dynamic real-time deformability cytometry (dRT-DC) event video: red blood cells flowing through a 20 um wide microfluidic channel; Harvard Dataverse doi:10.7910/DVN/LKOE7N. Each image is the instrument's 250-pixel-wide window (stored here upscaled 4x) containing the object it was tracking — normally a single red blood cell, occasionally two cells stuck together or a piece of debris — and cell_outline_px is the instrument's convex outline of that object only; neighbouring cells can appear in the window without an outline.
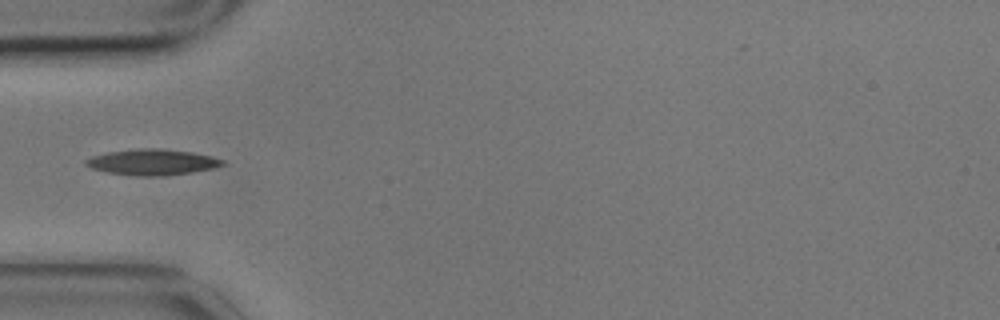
{"species": "common noctule bat (a hibernating species)", "species_latin": "Nyctalus noctula", "temperature_condition": "cold", "stored_images_in_passage": 6, "camera_frame_rate_fps": 3000, "um_per_image_px": 0.085, "animal": {"sex": "male", "body_mass_g": 17.9}, "frame": {"image": 1, "passage_image": 3, "time_ms": 0.667, "image_size_px": [1000, 320], "cell_outline_px": [[228, 164], [212, 168], [192, 172], [164, 176], [136, 176], [108, 172], [92, 168], [84, 164], [84, 160], [92, 156], [108, 152], [140, 148], [160, 148], [192, 152], [212, 156], [224, 160]], "centroid_in_image_um": [12.97, 13.78], "position_along_channel_um": 72.0, "area_um2": 20.69}}